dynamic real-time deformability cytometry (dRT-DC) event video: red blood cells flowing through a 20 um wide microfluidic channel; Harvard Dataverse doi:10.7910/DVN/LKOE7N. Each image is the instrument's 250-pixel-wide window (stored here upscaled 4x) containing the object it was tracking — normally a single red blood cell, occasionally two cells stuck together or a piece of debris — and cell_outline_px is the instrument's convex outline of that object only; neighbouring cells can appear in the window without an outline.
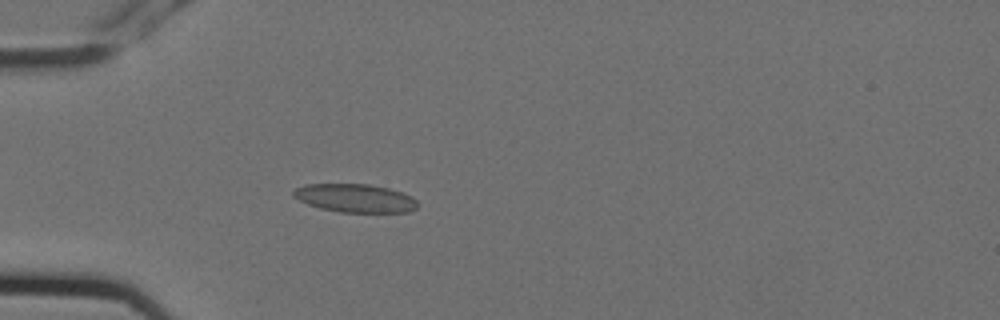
{"species": "Egyptian fruit bat (a non-hibernating species)", "species_latin": "Rousettus aegyptiacus", "temperature_condition": "cold", "stored_images_in_passage": 5, "camera_frame_rate_fps": 3000, "um_per_image_px": 0.085, "animal": {"sex": "female"}, "frame": {"image": 1, "passage_image": 5, "time_ms": 1.333, "image_size_px": [1000, 320], "cell_outline_px": [[416, 208], [408, 212], [340, 212], [320, 208], [308, 204], [292, 196], [292, 192], [296, 188], [308, 184], [368, 184], [388, 188], [404, 192], [412, 196], [416, 200]], "centroid_in_image_um": [30.19, 16.84], "position_along_channel_um": 54.8, "area_um2": 20.46}}